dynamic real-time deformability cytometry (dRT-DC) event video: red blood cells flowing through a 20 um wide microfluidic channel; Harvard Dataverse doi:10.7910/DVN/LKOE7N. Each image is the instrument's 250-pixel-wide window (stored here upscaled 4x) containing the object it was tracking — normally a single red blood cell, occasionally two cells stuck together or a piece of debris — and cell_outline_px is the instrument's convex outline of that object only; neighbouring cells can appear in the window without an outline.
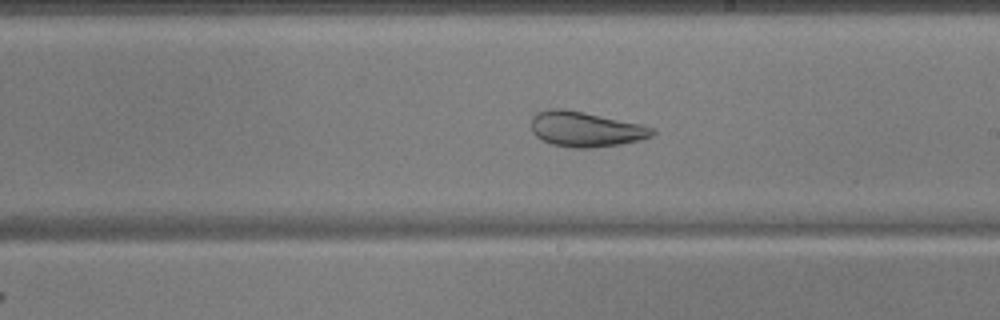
{"species": "common noctule bat (a hibernating species)", "species_latin": "Nyctalus noctula", "temperature_condition": "warm", "stored_images_in_passage": 52, "camera_frame_rate_fps": 3000, "um_per_image_px": 0.085, "animal": {"sex": "male", "body_mass_g": 17.9, "forearm_length_mm": 54.2}, "frame": {"image": 1, "passage_image": 30, "time_ms": 9.667, "image_size_px": [1000, 320], "cell_outline_px": [[656, 132], [652, 136], [640, 140], [620, 144], [592, 148], [572, 148], [552, 144], [536, 136], [532, 132], [532, 116], [536, 112], [548, 108], [564, 108], [584, 112], [640, 124], [656, 128]], "centroid_in_image_um": [49.77, 10.97], "position_along_channel_um": 239.2, "area_um2": 24.91}}
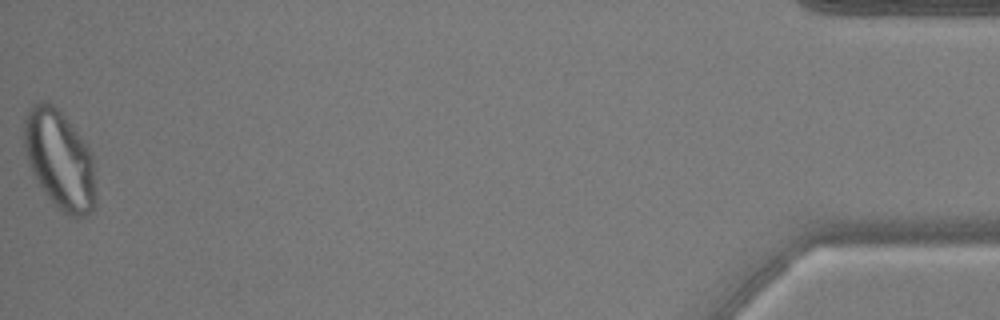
{"frame": {"image": 2, "passage_image": 52, "time_ms": 17.0, "image_size_px": [1000, 320], "cell_outline_px": [[96, 204], [92, 212], [88, 216], [76, 220], [68, 216], [44, 192], [32, 172], [28, 164], [24, 148], [24, 120], [32, 104], [40, 100], [44, 100], [52, 104], [60, 112], [80, 136], [88, 148], [92, 156], [96, 200]], "centroid_in_image_um": [5.07, 13.62], "position_along_channel_um": 430.1, "area_um2": 41.15}}